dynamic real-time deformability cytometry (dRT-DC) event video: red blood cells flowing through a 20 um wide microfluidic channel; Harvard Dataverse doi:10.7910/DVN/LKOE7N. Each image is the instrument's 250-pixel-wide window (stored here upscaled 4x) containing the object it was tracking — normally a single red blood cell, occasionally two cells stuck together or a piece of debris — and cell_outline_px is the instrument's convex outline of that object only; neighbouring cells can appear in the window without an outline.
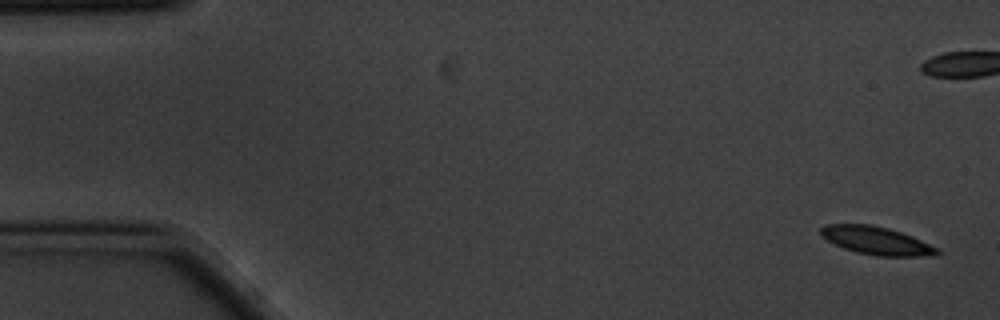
{"species": "common noctule bat (a hibernating species)", "species_latin": "Nyctalus noctula", "temperature_condition": "cold", "stored_images_in_passage": 7, "camera_frame_rate_fps": 3000, "um_per_image_px": 0.085, "animal": {"sex": "male", "body_mass_g": 20.1, "forearm_length_mm": 53.5}, "frame": {"image": 1, "passage_image": 1, "time_ms": 0.0, "image_size_px": [1000, 320], "cell_outline_px": [[940, 252], [932, 256], [876, 256], [856, 252], [844, 248], [820, 236], [820, 228], [824, 224], [868, 224], [888, 228], [912, 236], [940, 248]], "centroid_in_image_um": [74.51, 20.45], "position_along_channel_um": 10.5, "area_um2": 19.02}}
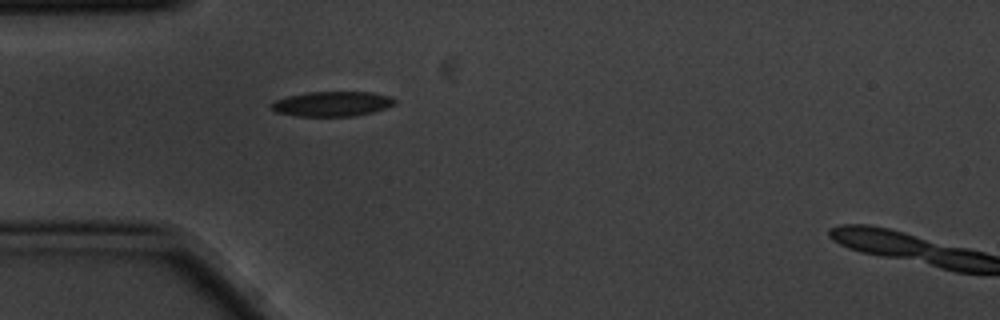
{"frame": {"image": 2, "passage_image": 6, "time_ms": 1.667, "image_size_px": [1000, 320], "cell_outline_px": [[396, 104], [372, 112], [356, 116], [296, 116], [276, 112], [268, 104], [276, 100], [288, 96], [308, 92], [372, 92], [388, 96], [396, 100]], "centroid_in_image_um": [28.21, 8.83], "position_along_channel_um": 56.8, "area_um2": 17.86}}